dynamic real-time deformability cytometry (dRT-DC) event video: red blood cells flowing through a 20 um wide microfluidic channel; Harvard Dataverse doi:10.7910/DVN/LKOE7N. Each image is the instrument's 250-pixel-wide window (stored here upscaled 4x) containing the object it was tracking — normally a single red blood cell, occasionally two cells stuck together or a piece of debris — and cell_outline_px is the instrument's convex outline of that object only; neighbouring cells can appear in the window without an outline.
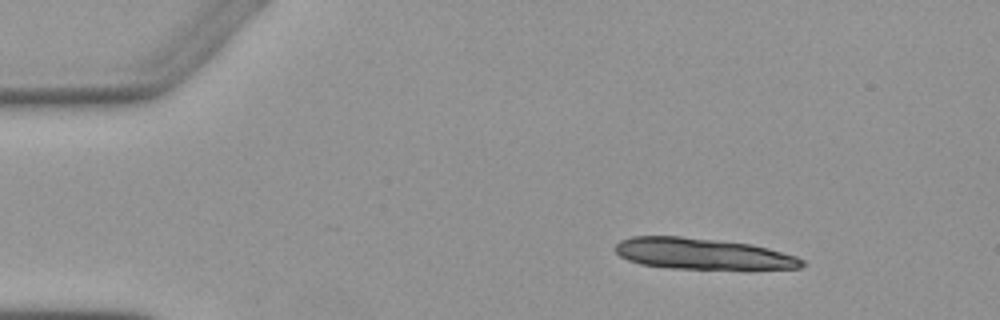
{"species": "Egyptian fruit bat (a non-hibernating species)", "species_latin": "Rousettus aegyptiacus", "temperature_condition": "warm", "stored_images_in_passage": 3, "camera_frame_rate_fps": 3000, "um_per_image_px": 0.085, "animal": {"sex": "female"}, "frame": {"image": 1, "passage_image": 1, "time_ms": 0.0, "image_size_px": [1000, 320], "cell_outline_px": [[804, 264], [800, 268], [668, 268], [640, 264], [628, 260], [620, 256], [612, 248], [620, 240], [632, 236], [680, 236], [752, 244], [768, 248], [796, 256], [804, 260]], "centroid_in_image_um": [59.64, 21.55], "position_along_channel_um": 25.4, "area_um2": 33.52}}